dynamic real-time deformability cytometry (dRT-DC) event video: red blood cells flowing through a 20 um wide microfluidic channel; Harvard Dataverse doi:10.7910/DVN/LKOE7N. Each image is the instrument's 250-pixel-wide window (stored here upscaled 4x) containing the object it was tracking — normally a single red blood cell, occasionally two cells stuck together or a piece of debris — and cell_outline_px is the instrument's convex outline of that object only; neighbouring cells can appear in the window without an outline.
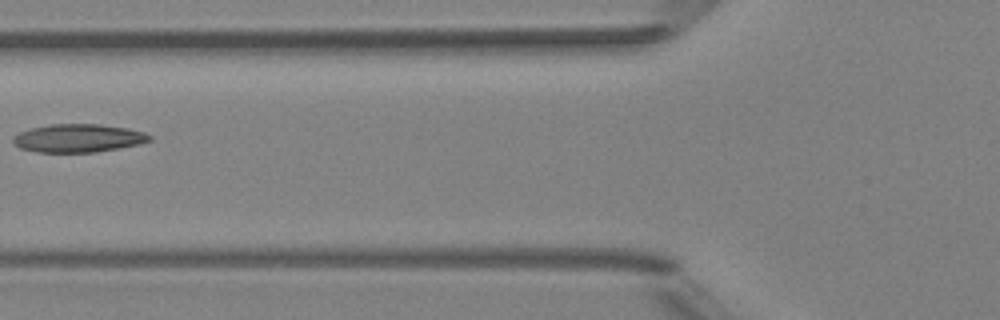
{"species": "Egyptian fruit bat (a non-hibernating species)", "species_latin": "Rousettus aegyptiacus", "temperature_condition": "room temperature", "stored_images_in_passage": 6, "camera_frame_rate_fps": 3000, "um_per_image_px": 0.085, "animal": {"sex": "female"}, "frame": {"image": 1, "passage_image": 5, "time_ms": 5.667, "image_size_px": [1000, 320], "cell_outline_px": [[152, 140], [136, 144], [96, 152], [36, 152], [20, 148], [12, 140], [12, 136], [20, 132], [32, 128], [52, 124], [100, 124], [128, 128], [144, 132], [152, 136]], "centroid_in_image_um": [6.64, 11.74], "position_along_channel_um": 119.2, "area_um2": 22.25}}
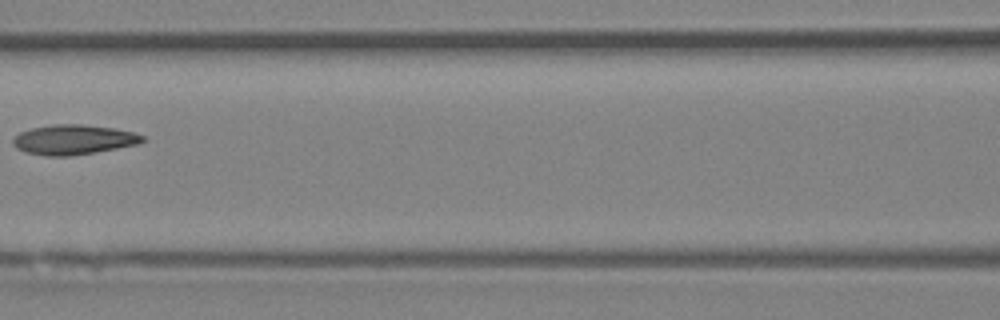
{"frame": {"image": 2, "passage_image": 6, "time_ms": 6.667, "image_size_px": [1000, 320], "cell_outline_px": [[144, 140], [140, 144], [68, 156], [44, 156], [24, 152], [16, 148], [12, 144], [12, 140], [20, 132], [32, 128], [52, 124], [84, 124], [112, 128], [136, 132], [144, 136]], "centroid_in_image_um": [6.23, 11.86], "position_along_channel_um": 160.4, "area_um2": 22.54}}